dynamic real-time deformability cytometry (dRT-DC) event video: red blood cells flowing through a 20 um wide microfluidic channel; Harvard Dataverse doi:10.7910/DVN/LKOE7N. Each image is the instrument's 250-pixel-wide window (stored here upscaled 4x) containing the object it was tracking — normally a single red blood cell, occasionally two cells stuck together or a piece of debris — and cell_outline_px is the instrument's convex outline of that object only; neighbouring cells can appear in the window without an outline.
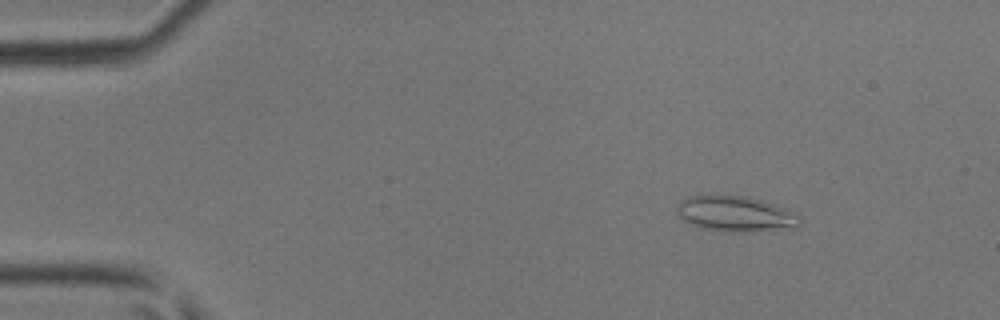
{"species": "common noctule bat (a hibernating species)", "species_latin": "Nyctalus noctula", "temperature_condition": "room temperature", "stored_images_in_passage": 47, "camera_frame_rate_fps": 3000, "um_per_image_px": 0.085, "animal": {"sex": "male", "body_mass_g": 17.9, "forearm_length_mm": 54.2}, "frame": {"image": 1, "passage_image": 7, "time_ms": 2.0, "image_size_px": [1000, 320], "cell_outline_px": [[800, 228], [744, 232], [732, 232], [704, 228], [692, 224], [684, 220], [676, 212], [676, 208], [688, 196], [748, 196], [784, 208], [800, 216]], "centroid_in_image_um": [62.58, 18.2], "position_along_channel_um": 22.4, "area_um2": 25.09}}
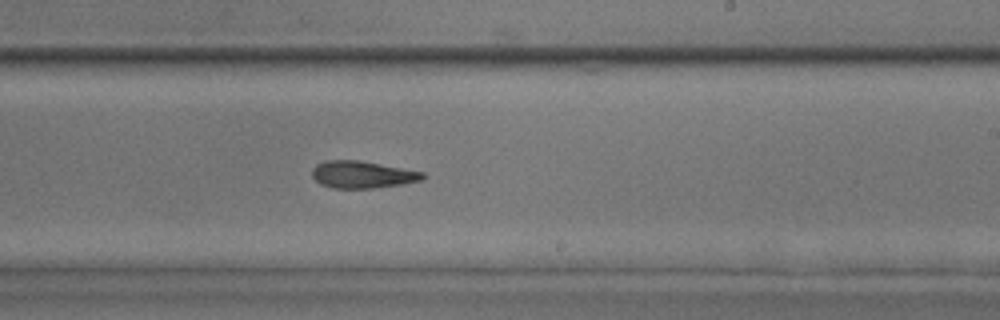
{"frame": {"image": 2, "passage_image": 29, "time_ms": 9.333, "image_size_px": [1000, 320], "cell_outline_px": [[428, 176], [420, 180], [404, 184], [372, 188], [332, 188], [320, 184], [312, 176], [312, 168], [316, 164], [324, 160], [360, 160], [424, 172]], "centroid_in_image_um": [30.79, 14.83], "position_along_channel_um": 258.2, "area_um2": 17.63}}
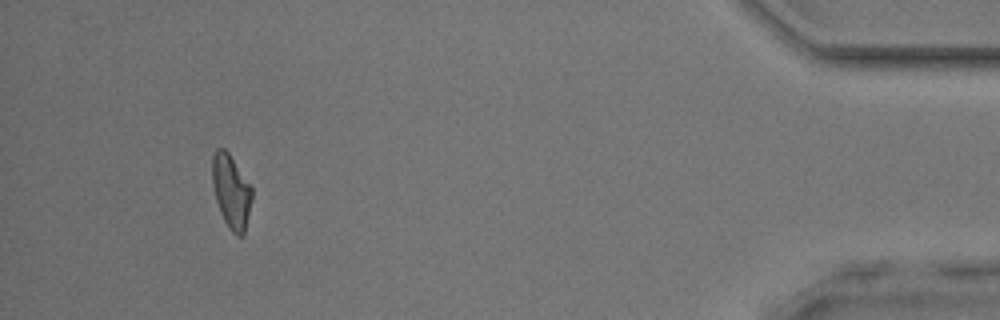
{"frame": {"image": 3, "passage_image": 44, "time_ms": 14.333, "image_size_px": [1000, 320], "cell_outline_px": [[252, 196], [244, 236], [236, 236], [228, 228], [220, 212], [216, 200], [212, 184], [212, 156], [216, 148], [224, 148], [228, 152], [252, 188]], "centroid_in_image_um": [19.64, 16.29], "position_along_channel_um": 415.6, "area_um2": 16.99}}